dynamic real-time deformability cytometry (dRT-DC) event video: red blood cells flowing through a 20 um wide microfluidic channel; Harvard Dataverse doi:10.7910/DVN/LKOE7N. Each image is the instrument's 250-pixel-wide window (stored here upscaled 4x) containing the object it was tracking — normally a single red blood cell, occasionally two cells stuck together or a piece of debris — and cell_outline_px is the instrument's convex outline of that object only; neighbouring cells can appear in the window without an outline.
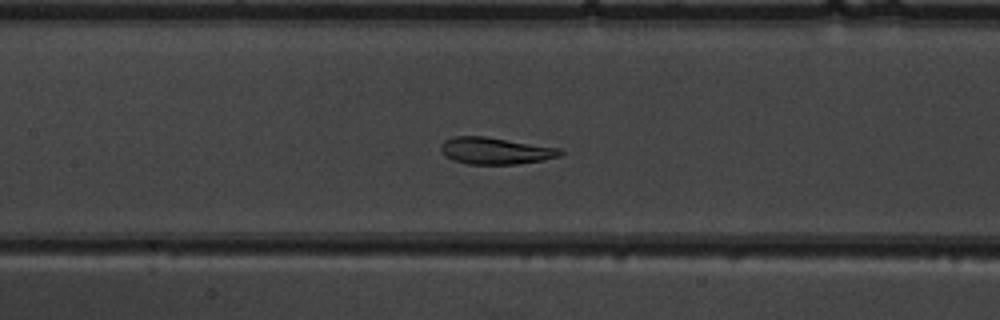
{"species": "common noctule bat (a hibernating species)", "species_latin": "Nyctalus noctula", "temperature_condition": "warm", "stored_images_in_passage": 42, "camera_frame_rate_fps": 3000, "um_per_image_px": 0.085, "animal": {"sex": "male", "body_mass_g": 19.5, "forearm_length_mm": 54.6}, "frame": {"image": 1, "passage_image": 15, "time_ms": 4.667, "image_size_px": [1000, 320], "cell_outline_px": [[564, 152], [560, 156], [544, 160], [516, 164], [468, 164], [444, 156], [440, 152], [440, 144], [444, 140], [452, 136], [484, 136], [560, 148]], "centroid_in_image_um": [42.08, 12.81], "position_along_channel_um": 165.3, "area_um2": 18.73}}
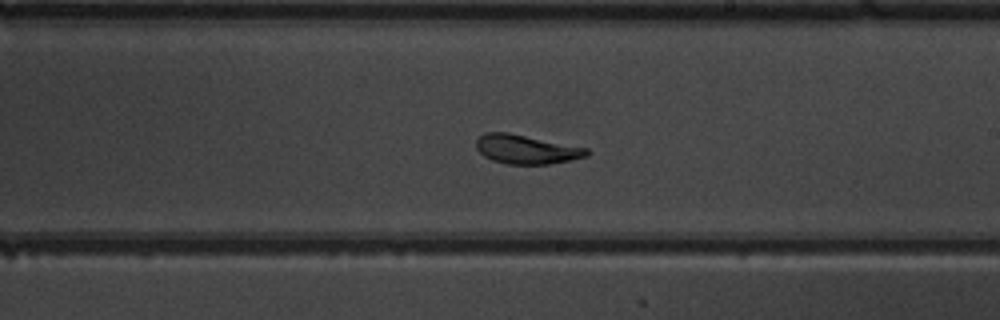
{"frame": {"image": 2, "passage_image": 21, "time_ms": 6.667, "image_size_px": [1000, 320], "cell_outline_px": [[592, 152], [588, 156], [572, 160], [552, 164], [504, 164], [492, 160], [484, 156], [476, 148], [476, 140], [484, 132], [508, 132], [588, 148]], "centroid_in_image_um": [44.76, 12.7], "position_along_channel_um": 244.2, "area_um2": 18.96}}
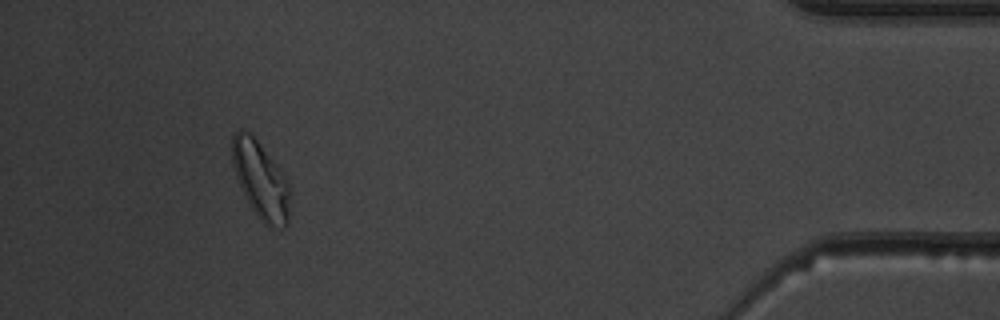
{"frame": {"image": 3, "passage_image": 38, "time_ms": 12.333, "image_size_px": [1000, 320], "cell_outline_px": [[292, 192], [288, 224], [284, 228], [264, 224], [260, 220], [244, 196], [236, 176], [232, 164], [232, 136], [240, 128], [248, 132], [256, 140], [276, 164], [284, 176]], "centroid_in_image_um": [22.18, 15.35], "position_along_channel_um": 413.0, "area_um2": 25.89}, "authors_computed_cell_mechanics": {"area_um2": 19.2474, "velocity_mm_per_s": 3.9553, "shape_relaxation_time_tau1_ms": 6.4099, "shape_relaxation_time_tau2_ms": 1.9355, "deformation_change_tau1": 0.1704, "deformation_change_tau2": 0.0796}}